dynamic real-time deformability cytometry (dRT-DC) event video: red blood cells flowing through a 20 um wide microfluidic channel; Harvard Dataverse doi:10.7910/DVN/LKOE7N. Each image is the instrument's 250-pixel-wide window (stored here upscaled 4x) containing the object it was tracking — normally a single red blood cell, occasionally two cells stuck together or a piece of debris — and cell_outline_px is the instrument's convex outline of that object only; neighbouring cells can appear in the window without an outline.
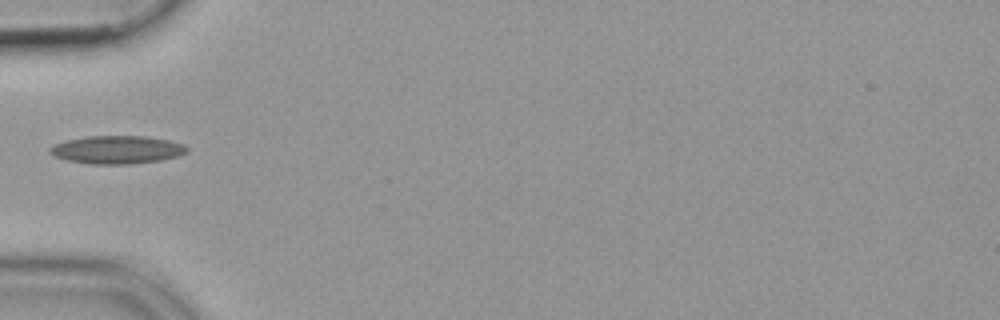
{"species": "common noctule bat (a hibernating species)", "species_latin": "Nyctalus noctula", "temperature_condition": "cold", "stored_images_in_passage": 36, "camera_frame_rate_fps": 3000, "um_per_image_px": 0.085, "animal": {"sex": "female", "body_mass_g": 19.9}, "frame": {"image": 1, "passage_image": 1, "time_ms": 0.0, "image_size_px": [1000, 320], "cell_outline_px": [[188, 152], [176, 156], [160, 160], [132, 164], [88, 164], [64, 160], [52, 156], [48, 152], [48, 148], [64, 140], [88, 136], [144, 136], [168, 140], [184, 144], [188, 148]], "centroid_in_image_um": [9.89, 12.73], "position_along_channel_um": 75.1, "area_um2": 22.6}}